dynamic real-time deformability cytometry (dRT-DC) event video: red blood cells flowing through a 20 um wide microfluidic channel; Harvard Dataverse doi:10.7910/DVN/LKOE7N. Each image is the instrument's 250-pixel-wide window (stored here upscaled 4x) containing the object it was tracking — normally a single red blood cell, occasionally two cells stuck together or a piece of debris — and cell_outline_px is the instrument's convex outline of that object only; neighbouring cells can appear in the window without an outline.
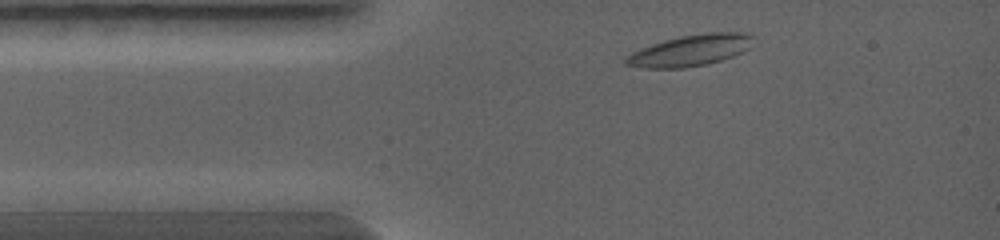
{"species": "common noctule bat (a hibernating species)", "species_latin": "Nyctalus noctula", "temperature_condition": "warm", "stored_images_in_passage": 4, "camera_frame_rate_fps": 5000, "um_per_image_px": 0.085, "animal": {"sex": "female", "body_mass_g": 19.0, "forearm_length_mm": 56.7}, "frame": {"image": 1, "passage_image": 2, "time_ms": 0.6, "image_size_px": [1000, 240], "cell_outline_px": [[756, 36], [752, 48], [744, 52], [708, 64], [684, 68], [640, 68], [624, 64], [624, 56], [632, 52], [652, 44], [664, 40], [680, 36], [708, 32], [744, 32]], "centroid_in_image_um": [58.73, 4.28], "position_along_channel_um": 26.3, "area_um2": 23.64}}